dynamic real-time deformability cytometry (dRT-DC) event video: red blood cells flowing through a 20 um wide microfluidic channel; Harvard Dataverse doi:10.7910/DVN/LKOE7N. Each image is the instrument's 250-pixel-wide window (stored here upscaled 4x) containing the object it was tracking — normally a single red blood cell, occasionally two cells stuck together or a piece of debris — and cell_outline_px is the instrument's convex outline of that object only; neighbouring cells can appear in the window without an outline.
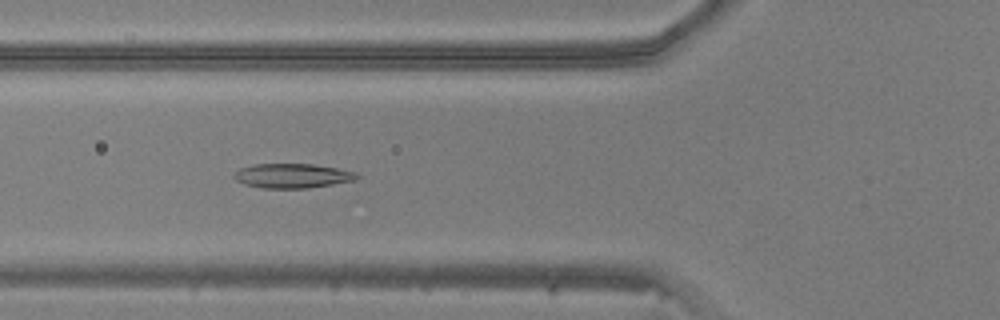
{"species": "common noctule bat (a hibernating species)", "species_latin": "Nyctalus noctula", "temperature_condition": "warm", "stored_images_in_passage": 15, "camera_frame_rate_fps": 3000, "um_per_image_px": 0.085, "animal": {"sex": "male", "body_mass_g": 20.5, "forearm_length_mm": 52.5}, "frame": {"image": 1, "passage_image": 6, "time_ms": 1.667, "image_size_px": [1000, 320], "cell_outline_px": [[360, 176], [356, 180], [308, 188], [260, 188], [244, 184], [236, 180], [232, 176], [240, 168], [252, 164], [312, 164], [336, 168], [356, 172]], "centroid_in_image_um": [24.83, 14.94], "position_along_channel_um": 101.0, "area_um2": 17.51}}
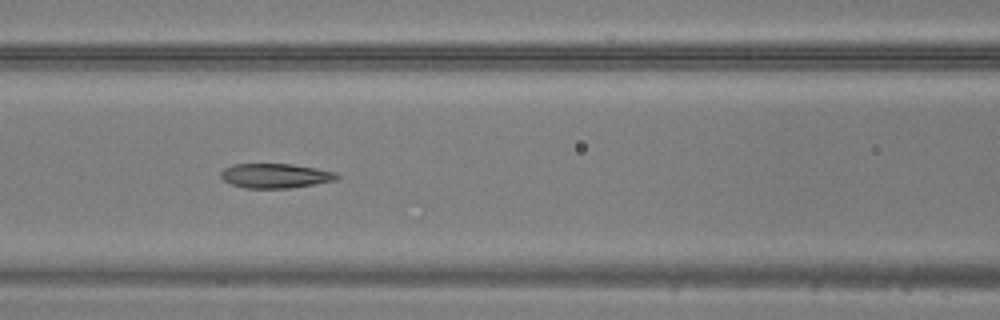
{"frame": {"image": 2, "passage_image": 9, "time_ms": 2.667, "image_size_px": [1000, 320], "cell_outline_px": [[340, 176], [336, 180], [288, 188], [244, 188], [232, 184], [224, 180], [220, 176], [220, 172], [224, 168], [232, 164], [292, 164], [316, 168], [336, 172]], "centroid_in_image_um": [23.38, 14.93], "position_along_channel_um": 143.2, "area_um2": 16.53}}
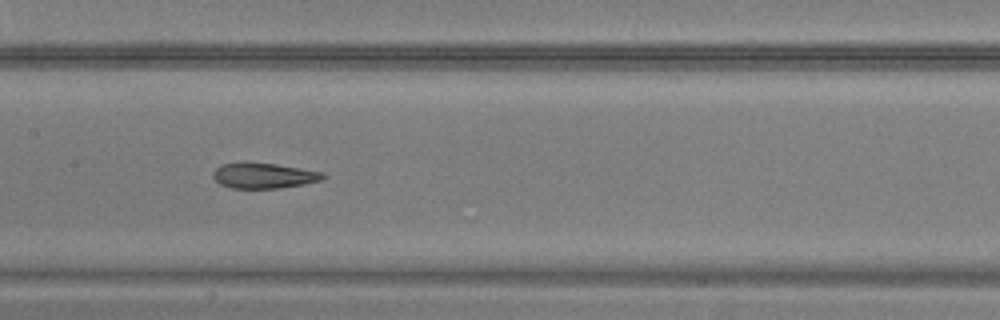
{"frame": {"image": 3, "passage_image": 12, "time_ms": 3.667, "image_size_px": [1000, 320], "cell_outline_px": [[328, 176], [324, 180], [304, 184], [280, 188], [232, 188], [220, 184], [212, 176], [212, 172], [220, 164], [276, 164], [324, 172]], "centroid_in_image_um": [22.49, 14.95], "position_along_channel_um": 184.9, "area_um2": 16.07}}